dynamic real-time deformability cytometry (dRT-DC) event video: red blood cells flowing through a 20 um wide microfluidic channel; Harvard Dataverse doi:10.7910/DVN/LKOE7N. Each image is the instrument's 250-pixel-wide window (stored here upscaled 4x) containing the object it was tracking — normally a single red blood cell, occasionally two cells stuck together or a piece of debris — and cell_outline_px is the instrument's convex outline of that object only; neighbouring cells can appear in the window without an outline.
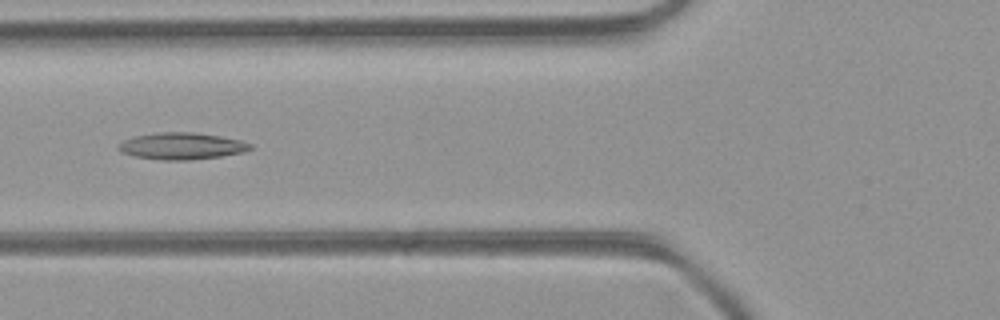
{"species": "common noctule bat (a hibernating species)", "species_latin": "Nyctalus noctula", "temperature_condition": "room temperature", "stored_images_in_passage": 3, "camera_frame_rate_fps": 3000, "um_per_image_px": 0.085, "animal": {"sex": "female", "body_mass_g": 21.9}, "frame": {"image": 1, "passage_image": 3, "time_ms": 0.667, "image_size_px": [1000, 320], "cell_outline_px": [[252, 148], [244, 152], [220, 156], [188, 160], [160, 160], [132, 156], [120, 152], [116, 148], [116, 144], [132, 136], [160, 132], [192, 132], [220, 136], [240, 140], [252, 144]], "centroid_in_image_um": [15.37, 12.41], "position_along_channel_um": 110.4, "area_um2": 20.75}}